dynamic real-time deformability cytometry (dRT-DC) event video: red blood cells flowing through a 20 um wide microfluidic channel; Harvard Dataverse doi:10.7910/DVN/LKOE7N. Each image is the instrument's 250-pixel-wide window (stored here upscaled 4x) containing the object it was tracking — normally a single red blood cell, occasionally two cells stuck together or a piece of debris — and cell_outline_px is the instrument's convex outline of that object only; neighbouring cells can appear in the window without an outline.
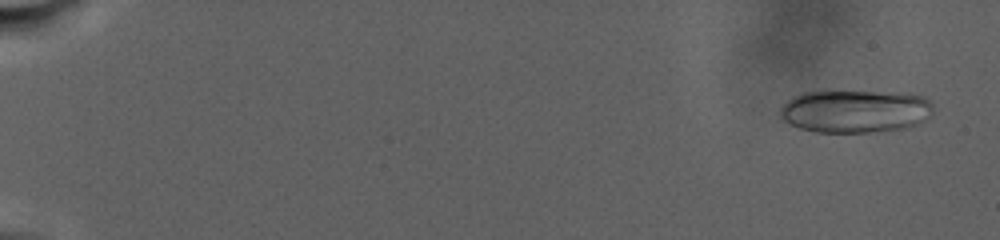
{"species": "human", "species_latin": "Homo sapiens", "temperature_condition": "warm", "stored_images_in_passage": 74, "camera_frame_rate_fps": 3000, "um_per_image_px": 0.085, "donor": {"sex": "male"}, "frame": {"image": 1, "passage_image": 5, "time_ms": 1.333, "image_size_px": [1000, 240], "cell_outline_px": [[932, 112], [924, 120], [908, 128], [876, 132], [816, 132], [800, 128], [784, 120], [780, 116], [780, 108], [792, 96], [800, 92], [908, 92], [924, 96], [932, 104]], "centroid_in_image_um": [72.72, 9.45], "position_along_channel_um": 12.3, "area_um2": 38.38}}
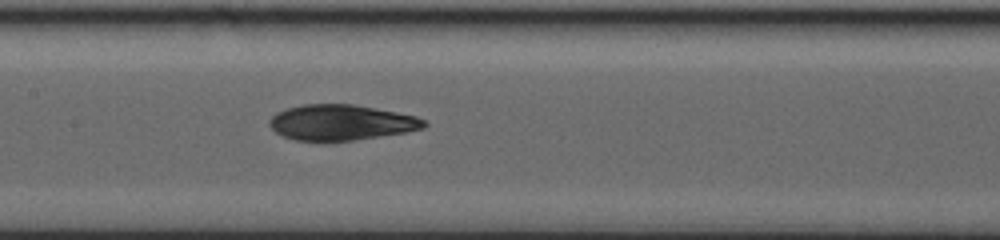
{"frame": {"image": 2, "passage_image": 48, "time_ms": 16.0, "image_size_px": [1000, 240], "cell_outline_px": [[428, 124], [424, 128], [404, 132], [352, 140], [296, 140], [284, 136], [276, 132], [268, 124], [268, 120], [276, 112], [300, 104], [352, 104], [396, 112], [416, 116], [424, 120]], "centroid_in_image_um": [28.97, 10.39], "position_along_channel_um": 178.4, "area_um2": 31.62}}
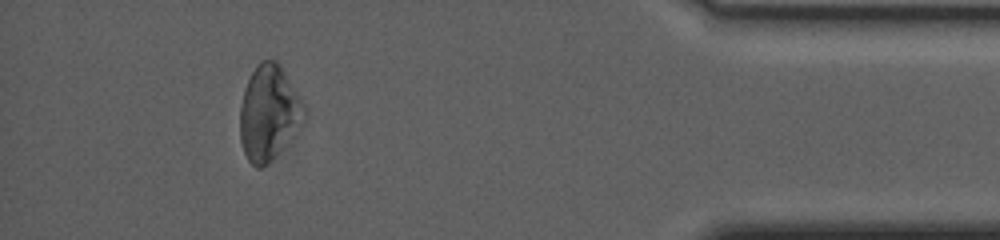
{"frame": {"image": 3, "passage_image": 70, "time_ms": 27.333, "image_size_px": [1000, 240], "cell_outline_px": [[308, 120], [272, 160], [260, 168], [256, 168], [248, 160], [244, 152], [240, 140], [240, 108], [244, 88], [252, 72], [260, 60], [276, 60], [280, 64], [308, 108]], "centroid_in_image_um": [22.91, 9.6], "position_along_channel_um": 412.3, "area_um2": 36.3}, "authors_computed_cell_mechanics": {"area_um2": 33.524, "velocity_mm_per_s": 2.4333, "shape_relaxation_time_tau1_ms": null, "shape_relaxation_time_tau2_ms": 4.8727, "deformation_change_tau1": null, "deformation_change_tau2": 0.0904}}